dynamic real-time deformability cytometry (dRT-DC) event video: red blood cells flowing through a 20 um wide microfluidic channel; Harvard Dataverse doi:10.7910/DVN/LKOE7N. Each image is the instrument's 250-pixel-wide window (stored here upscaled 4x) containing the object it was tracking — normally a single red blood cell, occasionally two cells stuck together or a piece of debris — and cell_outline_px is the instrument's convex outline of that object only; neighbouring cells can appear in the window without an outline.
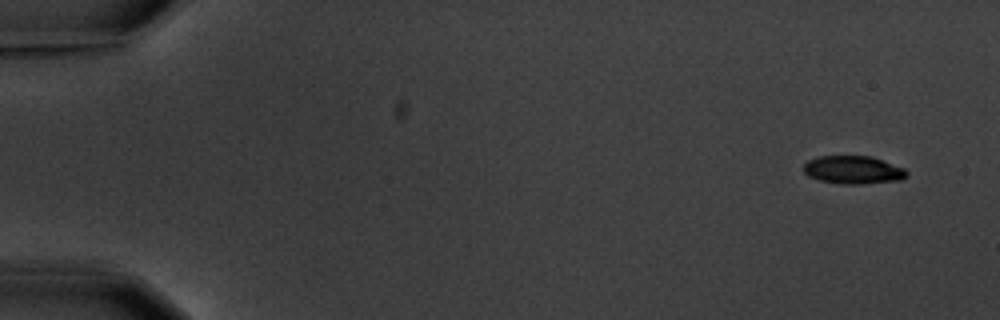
{"species": "common noctule bat (a hibernating species)", "species_latin": "Nyctalus noctula", "temperature_condition": "warm", "stored_images_in_passage": 15, "camera_frame_rate_fps": 3000, "um_per_image_px": 0.085, "animal": {"sex": "male", "body_mass_g": 20.1, "forearm_length_mm": 53.5}, "frame": {"image": 1, "passage_image": 1, "time_ms": 0.0, "image_size_px": [1000, 320], "cell_outline_px": [[908, 176], [900, 180], [860, 184], [844, 184], [820, 180], [808, 176], [804, 172], [804, 164], [808, 160], [816, 156], [872, 156], [904, 168], [908, 172]], "centroid_in_image_um": [72.53, 14.43], "position_along_channel_um": 12.5, "area_um2": 16.88}}
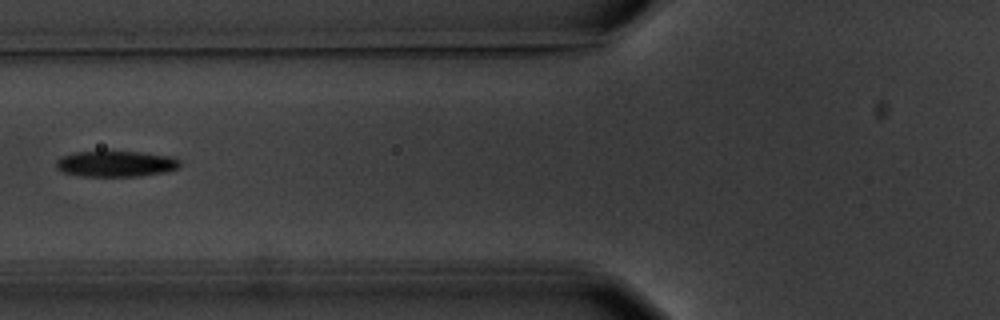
{"frame": {"image": 2, "passage_image": 6, "time_ms": 6.667, "image_size_px": [1000, 320], "cell_outline_px": [[180, 164], [176, 168], [164, 172], [140, 176], [80, 176], [64, 172], [56, 168], [56, 160], [72, 152], [140, 152], [172, 156], [180, 160]], "centroid_in_image_um": [9.84, 13.92], "position_along_channel_um": 116.0, "area_um2": 18.5}}
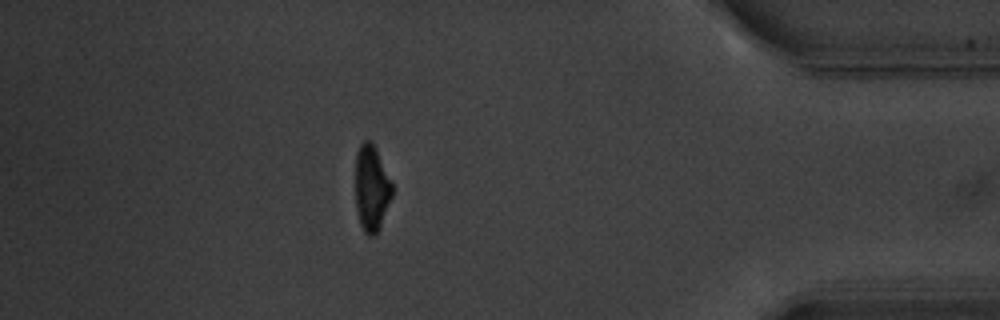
{"frame": {"image": 3, "passage_image": 14, "time_ms": 15.667, "image_size_px": [1000, 320], "cell_outline_px": [[392, 196], [376, 236], [368, 236], [364, 232], [360, 224], [356, 208], [356, 152], [360, 144], [364, 140], [368, 140], [376, 148], [392, 184]], "centroid_in_image_um": [31.57, 16.02], "position_along_channel_um": 403.6, "area_um2": 18.26}, "authors_computed_cell_mechanics": {"area_um2": 18.5538, "velocity_mm_per_s": 3.5987, "shape_relaxation_time_tau1_ms": 1.7689, "shape_relaxation_time_tau2_ms": 1.1892, "deformation_change_tau1": 0.1259, "deformation_change_tau2": 0.0677}}